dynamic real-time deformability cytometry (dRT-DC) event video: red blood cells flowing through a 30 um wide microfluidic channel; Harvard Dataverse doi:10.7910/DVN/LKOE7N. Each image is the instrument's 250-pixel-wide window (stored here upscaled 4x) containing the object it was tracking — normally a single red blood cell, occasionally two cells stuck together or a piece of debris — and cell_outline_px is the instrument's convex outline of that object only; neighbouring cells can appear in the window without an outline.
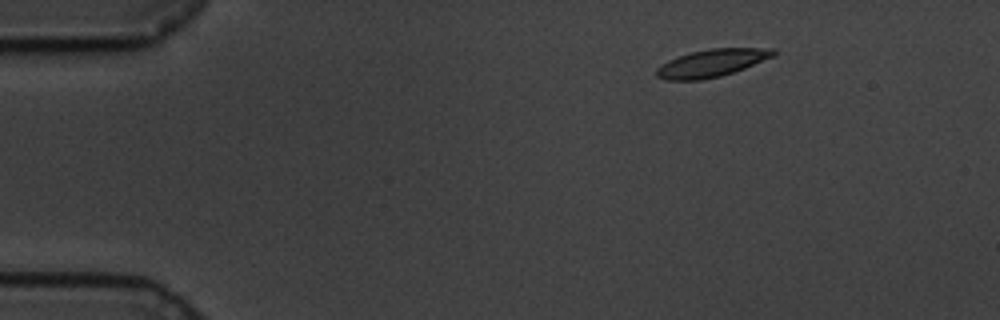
{"species": "common noctule bat (a hibernating species)", "species_latin": "Nyctalus noctula", "temperature_condition": "cold", "stored_images_in_passage": 52, "camera_frame_rate_fps": 3000, "um_per_image_px": 0.085, "animal": {"sex": "male", "body_mass_g": 19.5, "forearm_length_mm": 54.6}, "frame": {"image": 1, "passage_image": 1, "time_ms": 0.0, "image_size_px": [1000, 320], "cell_outline_px": [[776, 56], [744, 68], [720, 76], [700, 80], [668, 80], [656, 76], [656, 68], [668, 60], [692, 52], [708, 48], [776, 48]], "centroid_in_image_um": [60.53, 5.35], "position_along_channel_um": 24.5, "area_um2": 18.73}}
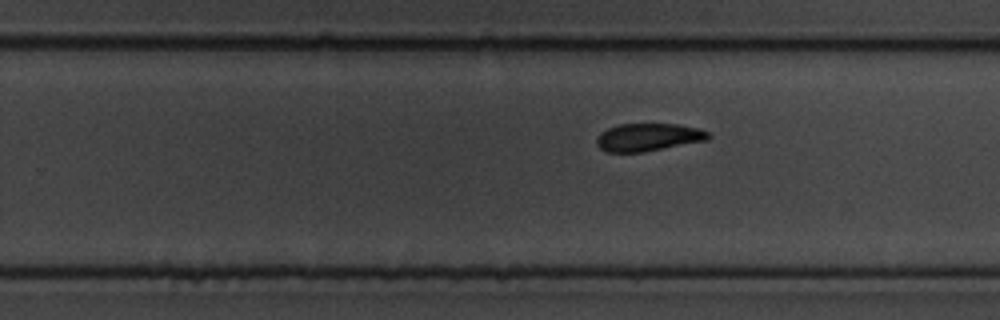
{"frame": {"image": 2, "passage_image": 30, "time_ms": 9.667, "image_size_px": [1000, 320], "cell_outline_px": [[712, 136], [708, 140], [644, 152], [608, 152], [600, 148], [596, 144], [596, 140], [600, 132], [608, 128], [620, 124], [676, 124], [700, 128], [708, 132]], "centroid_in_image_um": [55.12, 11.66], "position_along_channel_um": 274.7, "area_um2": 18.15}}
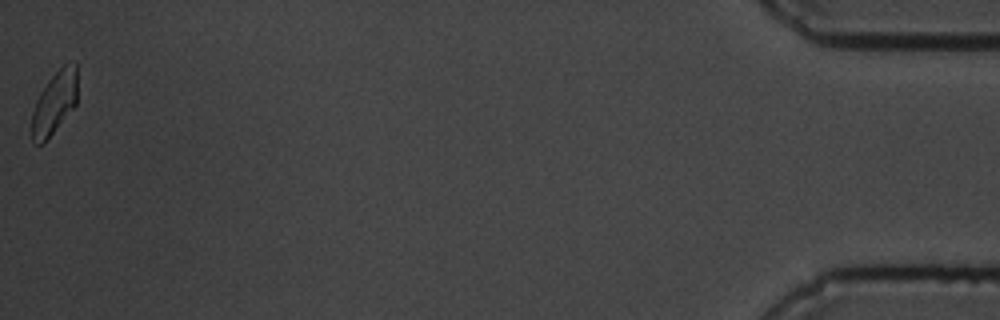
{"frame": {"image": 3, "passage_image": 52, "time_ms": 17.0, "image_size_px": [1000, 320], "cell_outline_px": [[76, 104], [44, 144], [36, 144], [32, 140], [32, 112], [36, 100], [40, 92], [48, 80], [64, 64], [76, 64]], "centroid_in_image_um": [4.6, 8.78], "position_along_channel_um": 430.6, "area_um2": 16.42}, "authors_computed_cell_mechanics": {"area_um2": 18.6405, "velocity_mm_per_s": 3.3759, "shape_relaxation_time_tau1_ms": 3.3363, "shape_relaxation_time_tau2_ms": null, "deformation_change_tau1": 0.098, "deformation_change_tau2": null}}